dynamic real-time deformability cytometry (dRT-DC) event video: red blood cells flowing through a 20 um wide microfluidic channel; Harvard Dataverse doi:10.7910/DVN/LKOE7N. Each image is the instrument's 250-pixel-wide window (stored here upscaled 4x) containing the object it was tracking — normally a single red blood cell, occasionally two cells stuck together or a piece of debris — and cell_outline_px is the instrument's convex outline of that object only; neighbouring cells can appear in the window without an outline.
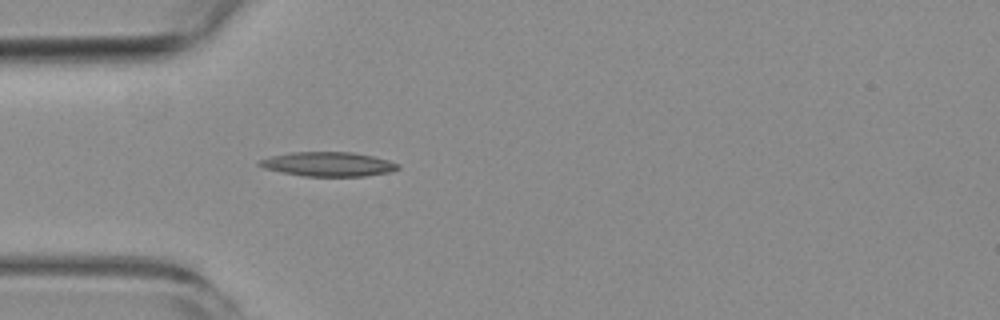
{"species": "common noctule bat (a hibernating species)", "species_latin": "Nyctalus noctula", "temperature_condition": "room temperature", "stored_images_in_passage": 5, "camera_frame_rate_fps": 3000, "um_per_image_px": 0.085, "animal": {"sex": "female", "body_mass_g": 19.3, "forearm_length_mm": 54.1}, "frame": {"image": 1, "passage_image": 5, "time_ms": 4.667, "image_size_px": [1000, 320], "cell_outline_px": [[400, 168], [388, 172], [364, 176], [304, 176], [264, 168], [256, 164], [256, 160], [268, 156], [292, 152], [352, 152], [372, 156], [388, 160], [400, 164]], "centroid_in_image_um": [27.85, 13.94], "position_along_channel_um": 57.2, "area_um2": 19.65}}